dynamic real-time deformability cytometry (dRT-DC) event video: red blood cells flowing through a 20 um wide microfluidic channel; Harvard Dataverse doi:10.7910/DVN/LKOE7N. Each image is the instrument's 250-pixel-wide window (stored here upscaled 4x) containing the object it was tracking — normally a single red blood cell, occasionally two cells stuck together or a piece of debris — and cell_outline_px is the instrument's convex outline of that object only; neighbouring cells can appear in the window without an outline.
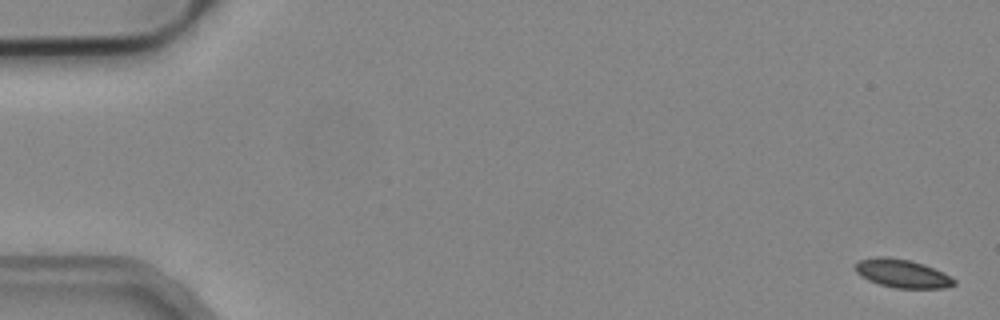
{"species": "common noctule bat (a hibernating species)", "species_latin": "Nyctalus noctula", "temperature_condition": "cold", "stored_images_in_passage": 6, "camera_frame_rate_fps": 3000, "um_per_image_px": 0.085, "animal": {"sex": "male", "body_mass_g": 19.2, "forearm_length_mm": 51.8}, "frame": {"image": 1, "passage_image": 1, "time_ms": 0.0, "image_size_px": [1000, 320], "cell_outline_px": [[956, 284], [944, 288], [896, 288], [880, 284], [868, 280], [860, 276], [856, 272], [856, 264], [860, 260], [876, 256], [884, 256], [908, 260], [924, 264], [944, 272], [956, 280]], "centroid_in_image_um": [76.71, 23.25], "position_along_channel_um": 8.3, "area_um2": 16.3}}
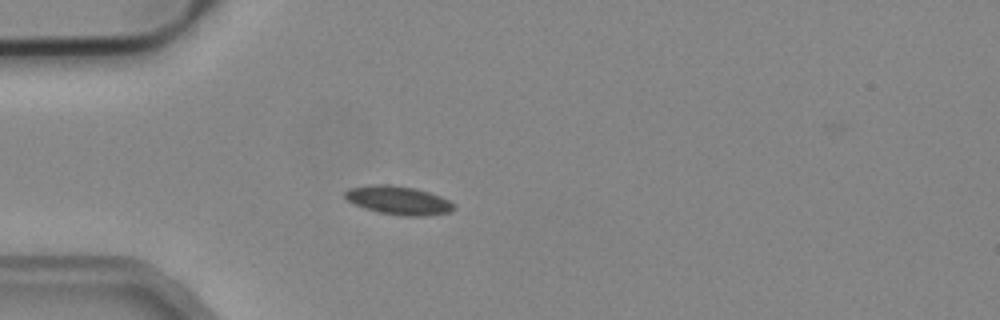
{"frame": {"image": 2, "passage_image": 5, "time_ms": 1.333, "image_size_px": [1000, 320], "cell_outline_px": [[456, 208], [448, 212], [424, 216], [404, 216], [380, 212], [364, 208], [348, 200], [344, 196], [344, 192], [348, 188], [376, 184], [388, 184], [412, 188], [428, 192], [440, 196], [456, 204]], "centroid_in_image_um": [33.87, 17.03], "position_along_channel_um": 51.1, "area_um2": 17.92}}